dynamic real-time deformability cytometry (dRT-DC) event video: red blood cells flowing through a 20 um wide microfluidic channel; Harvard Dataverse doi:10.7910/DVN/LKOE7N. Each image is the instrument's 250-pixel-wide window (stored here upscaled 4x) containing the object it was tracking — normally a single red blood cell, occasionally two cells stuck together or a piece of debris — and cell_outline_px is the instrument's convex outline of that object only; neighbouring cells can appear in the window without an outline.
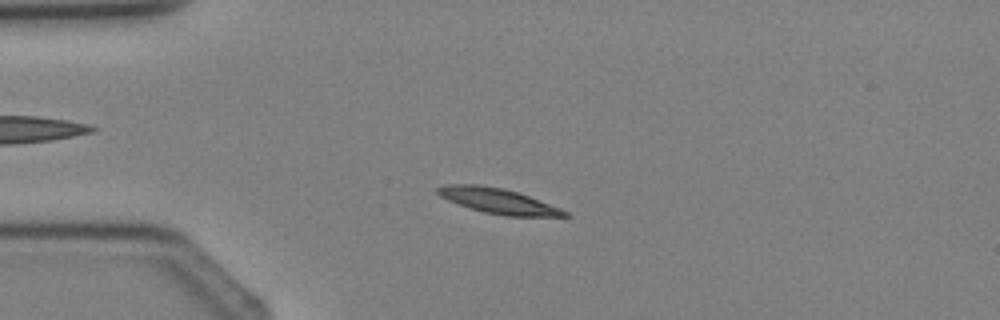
{"species": "Egyptian fruit bat (a non-hibernating species)", "species_latin": "Rousettus aegyptiacus", "temperature_condition": "cold", "stored_images_in_passage": 3, "camera_frame_rate_fps": 3000, "um_per_image_px": 0.085, "animal": {"sex": "female"}, "frame": {"image": 1, "passage_image": 3, "time_ms": 2.333, "image_size_px": [1000, 320], "cell_outline_px": [[572, 216], [504, 216], [484, 212], [468, 208], [448, 200], [440, 196], [436, 192], [436, 188], [444, 184], [480, 184], [504, 188], [528, 196], [560, 208], [568, 212]], "centroid_in_image_um": [42.29, 17.07], "position_along_channel_um": 42.7, "area_um2": 18.67}}